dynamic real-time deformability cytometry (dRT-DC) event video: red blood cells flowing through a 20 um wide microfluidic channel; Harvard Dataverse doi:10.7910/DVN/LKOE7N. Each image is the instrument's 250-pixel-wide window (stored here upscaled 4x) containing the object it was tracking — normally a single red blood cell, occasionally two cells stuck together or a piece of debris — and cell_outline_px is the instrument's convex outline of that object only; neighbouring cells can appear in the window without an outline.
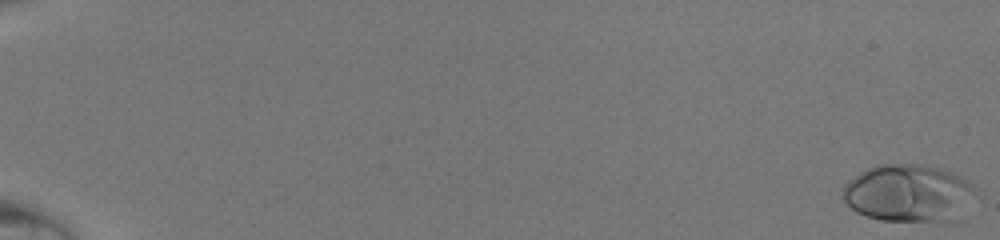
{"species": "human", "species_latin": "Homo sapiens", "temperature_condition": "room temperature", "stored_images_in_passage": 49, "camera_frame_rate_fps": 3000, "um_per_image_px": 0.085, "donor": {"sex": "male"}, "frame": {"image": 1, "passage_image": 1, "time_ms": 0.0, "image_size_px": [1000, 240], "cell_outline_px": [[972, 192], [964, 220], [948, 224], [880, 220], [864, 216], [856, 212], [840, 196], [844, 184], [848, 180], [860, 172], [868, 168], [880, 164], [916, 164], [936, 168], [960, 176], [968, 180], [972, 184]], "centroid_in_image_um": [77.23, 16.5], "position_along_channel_um": 7.8, "area_um2": 45.55}}
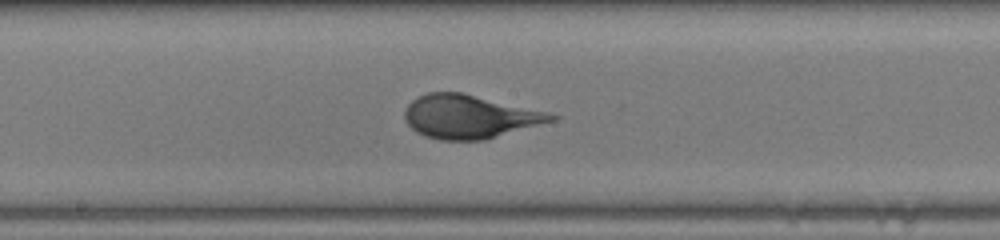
{"frame": {"image": 2, "passage_image": 29, "time_ms": 9.333, "image_size_px": [1000, 240], "cell_outline_px": [[560, 116], [556, 120], [484, 140], [440, 140], [424, 136], [416, 132], [404, 120], [404, 112], [408, 104], [412, 100], [428, 92], [464, 92]], "centroid_in_image_um": [39.86, 9.92], "position_along_channel_um": 208.3, "area_um2": 36.93}}
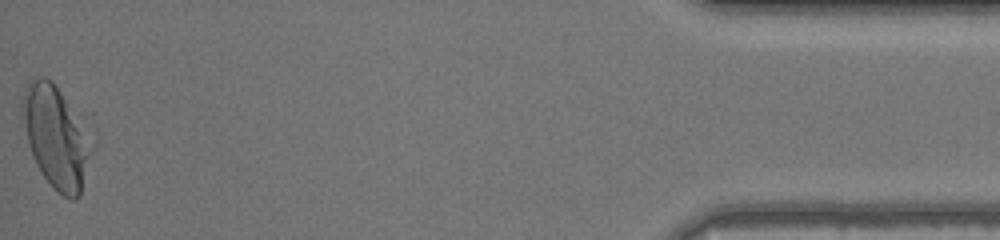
{"frame": {"image": 3, "passage_image": 49, "time_ms": 16.0, "image_size_px": [1000, 240], "cell_outline_px": [[96, 144], [80, 196], [72, 200], [64, 196], [44, 176], [36, 164], [32, 156], [28, 144], [20, 116], [24, 88], [36, 76], [44, 76], [52, 80], [96, 132]], "centroid_in_image_um": [4.86, 11.58], "position_along_channel_um": 430.3, "area_um2": 43.06}}